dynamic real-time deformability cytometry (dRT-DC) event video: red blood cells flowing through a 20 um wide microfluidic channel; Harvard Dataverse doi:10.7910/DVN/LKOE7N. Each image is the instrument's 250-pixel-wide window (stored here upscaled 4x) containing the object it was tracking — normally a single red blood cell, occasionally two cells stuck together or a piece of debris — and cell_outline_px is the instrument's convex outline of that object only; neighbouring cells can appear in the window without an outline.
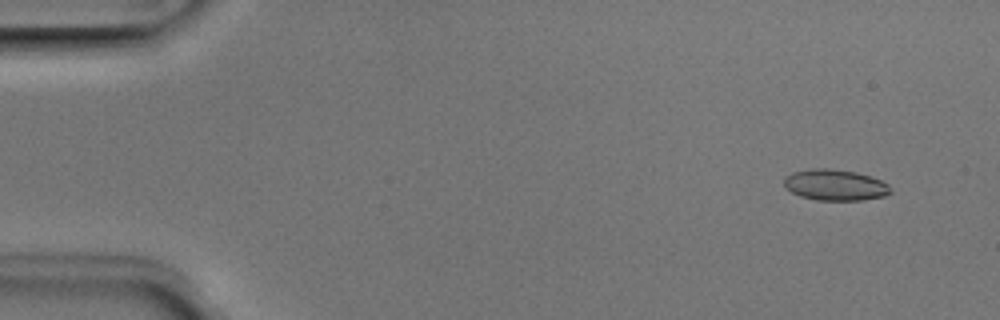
{"species": "Egyptian fruit bat (a non-hibernating species)", "species_latin": "Rousettus aegyptiacus", "temperature_condition": "room temperature", "stored_images_in_passage": 5, "camera_frame_rate_fps": 3000, "um_per_image_px": 0.085, "animal": {"sex": "male"}, "frame": {"image": 1, "passage_image": 1, "time_ms": 0.0, "image_size_px": [1000, 320], "cell_outline_px": [[892, 192], [884, 196], [864, 200], [816, 200], [800, 196], [792, 192], [784, 184], [784, 176], [792, 172], [812, 168], [828, 168], [856, 172], [880, 180], [888, 184], [892, 188]], "centroid_in_image_um": [70.99, 15.72], "position_along_channel_um": 14.0, "area_um2": 19.31}}